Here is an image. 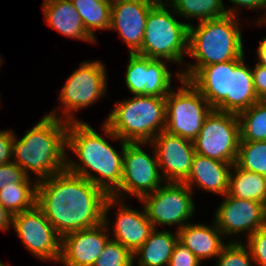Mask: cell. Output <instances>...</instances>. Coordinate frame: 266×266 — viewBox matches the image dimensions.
Listing matches in <instances>:
<instances>
[{
    "instance_id": "cell-1",
    "label": "cell",
    "mask_w": 266,
    "mask_h": 266,
    "mask_svg": "<svg viewBox=\"0 0 266 266\" xmlns=\"http://www.w3.org/2000/svg\"><path fill=\"white\" fill-rule=\"evenodd\" d=\"M108 197L91 181L67 169L37 181V206L61 237L101 224Z\"/></svg>"
},
{
    "instance_id": "cell-2",
    "label": "cell",
    "mask_w": 266,
    "mask_h": 266,
    "mask_svg": "<svg viewBox=\"0 0 266 266\" xmlns=\"http://www.w3.org/2000/svg\"><path fill=\"white\" fill-rule=\"evenodd\" d=\"M126 143L122 140L120 154L86 122H69L67 149L73 151L83 165L68 159L66 169L86 178L101 188L108 196H112L120 188L123 151ZM88 169L101 177L97 178Z\"/></svg>"
},
{
    "instance_id": "cell-3",
    "label": "cell",
    "mask_w": 266,
    "mask_h": 266,
    "mask_svg": "<svg viewBox=\"0 0 266 266\" xmlns=\"http://www.w3.org/2000/svg\"><path fill=\"white\" fill-rule=\"evenodd\" d=\"M57 115V110L45 115L20 140L14 134L12 161L29 177L28 171L34 172L38 181L66 169L69 122Z\"/></svg>"
},
{
    "instance_id": "cell-4",
    "label": "cell",
    "mask_w": 266,
    "mask_h": 266,
    "mask_svg": "<svg viewBox=\"0 0 266 266\" xmlns=\"http://www.w3.org/2000/svg\"><path fill=\"white\" fill-rule=\"evenodd\" d=\"M237 16L199 21L197 27L189 23L188 54L197 62L187 64L184 72H178L177 79L189 80L201 67L240 59L244 56L241 30Z\"/></svg>"
},
{
    "instance_id": "cell-5",
    "label": "cell",
    "mask_w": 266,
    "mask_h": 266,
    "mask_svg": "<svg viewBox=\"0 0 266 266\" xmlns=\"http://www.w3.org/2000/svg\"><path fill=\"white\" fill-rule=\"evenodd\" d=\"M165 124L166 97L134 95L115 106L102 128L114 140L149 144Z\"/></svg>"
},
{
    "instance_id": "cell-6",
    "label": "cell",
    "mask_w": 266,
    "mask_h": 266,
    "mask_svg": "<svg viewBox=\"0 0 266 266\" xmlns=\"http://www.w3.org/2000/svg\"><path fill=\"white\" fill-rule=\"evenodd\" d=\"M167 5V1L156 2L150 8L141 49L136 54L183 63V55L188 54L189 24L177 21L174 18L177 14L166 9Z\"/></svg>"
},
{
    "instance_id": "cell-7",
    "label": "cell",
    "mask_w": 266,
    "mask_h": 266,
    "mask_svg": "<svg viewBox=\"0 0 266 266\" xmlns=\"http://www.w3.org/2000/svg\"><path fill=\"white\" fill-rule=\"evenodd\" d=\"M180 81L178 92L171 90L166 96L165 130L193 141L214 108L188 80Z\"/></svg>"
},
{
    "instance_id": "cell-8",
    "label": "cell",
    "mask_w": 266,
    "mask_h": 266,
    "mask_svg": "<svg viewBox=\"0 0 266 266\" xmlns=\"http://www.w3.org/2000/svg\"><path fill=\"white\" fill-rule=\"evenodd\" d=\"M240 143L237 114L213 109L193 140L196 154L234 164Z\"/></svg>"
},
{
    "instance_id": "cell-9",
    "label": "cell",
    "mask_w": 266,
    "mask_h": 266,
    "mask_svg": "<svg viewBox=\"0 0 266 266\" xmlns=\"http://www.w3.org/2000/svg\"><path fill=\"white\" fill-rule=\"evenodd\" d=\"M163 185L140 200L145 204L143 207L153 228L156 229L159 224H178L179 231L194 214L192 190L184 183L164 181Z\"/></svg>"
},
{
    "instance_id": "cell-10",
    "label": "cell",
    "mask_w": 266,
    "mask_h": 266,
    "mask_svg": "<svg viewBox=\"0 0 266 266\" xmlns=\"http://www.w3.org/2000/svg\"><path fill=\"white\" fill-rule=\"evenodd\" d=\"M100 61H85L65 82L59 100L63 104L64 121H78L72 112L87 108L106 92V71Z\"/></svg>"
},
{
    "instance_id": "cell-11",
    "label": "cell",
    "mask_w": 266,
    "mask_h": 266,
    "mask_svg": "<svg viewBox=\"0 0 266 266\" xmlns=\"http://www.w3.org/2000/svg\"><path fill=\"white\" fill-rule=\"evenodd\" d=\"M147 143H126L123 151V171L120 188L112 197L121 199L123 196L119 190L126 191L139 200L153 193L162 184L163 177L159 173V164L156 151L154 156L150 157L140 146Z\"/></svg>"
},
{
    "instance_id": "cell-12",
    "label": "cell",
    "mask_w": 266,
    "mask_h": 266,
    "mask_svg": "<svg viewBox=\"0 0 266 266\" xmlns=\"http://www.w3.org/2000/svg\"><path fill=\"white\" fill-rule=\"evenodd\" d=\"M12 227L24 246L36 257L59 262L62 237L37 205L13 215Z\"/></svg>"
},
{
    "instance_id": "cell-13",
    "label": "cell",
    "mask_w": 266,
    "mask_h": 266,
    "mask_svg": "<svg viewBox=\"0 0 266 266\" xmlns=\"http://www.w3.org/2000/svg\"><path fill=\"white\" fill-rule=\"evenodd\" d=\"M117 198L109 196L104 204V221L98 226L65 234L62 237L61 257L64 266H93L109 240L106 231L107 212Z\"/></svg>"
},
{
    "instance_id": "cell-14",
    "label": "cell",
    "mask_w": 266,
    "mask_h": 266,
    "mask_svg": "<svg viewBox=\"0 0 266 266\" xmlns=\"http://www.w3.org/2000/svg\"><path fill=\"white\" fill-rule=\"evenodd\" d=\"M223 197L225 199L215 214V223L223 236L245 231L249 237L266 226V205L232 197L228 193Z\"/></svg>"
},
{
    "instance_id": "cell-15",
    "label": "cell",
    "mask_w": 266,
    "mask_h": 266,
    "mask_svg": "<svg viewBox=\"0 0 266 266\" xmlns=\"http://www.w3.org/2000/svg\"><path fill=\"white\" fill-rule=\"evenodd\" d=\"M172 74L161 59L129 53L125 84L134 95L166 97Z\"/></svg>"
},
{
    "instance_id": "cell-16",
    "label": "cell",
    "mask_w": 266,
    "mask_h": 266,
    "mask_svg": "<svg viewBox=\"0 0 266 266\" xmlns=\"http://www.w3.org/2000/svg\"><path fill=\"white\" fill-rule=\"evenodd\" d=\"M162 177L168 182L183 183L189 176L196 154L193 141L161 131L151 141Z\"/></svg>"
},
{
    "instance_id": "cell-17",
    "label": "cell",
    "mask_w": 266,
    "mask_h": 266,
    "mask_svg": "<svg viewBox=\"0 0 266 266\" xmlns=\"http://www.w3.org/2000/svg\"><path fill=\"white\" fill-rule=\"evenodd\" d=\"M154 0H128L112 4L110 29L118 31L121 38L135 54L141 49L146 18Z\"/></svg>"
},
{
    "instance_id": "cell-18",
    "label": "cell",
    "mask_w": 266,
    "mask_h": 266,
    "mask_svg": "<svg viewBox=\"0 0 266 266\" xmlns=\"http://www.w3.org/2000/svg\"><path fill=\"white\" fill-rule=\"evenodd\" d=\"M231 72L233 60L201 67L188 81L215 110L230 112Z\"/></svg>"
},
{
    "instance_id": "cell-19",
    "label": "cell",
    "mask_w": 266,
    "mask_h": 266,
    "mask_svg": "<svg viewBox=\"0 0 266 266\" xmlns=\"http://www.w3.org/2000/svg\"><path fill=\"white\" fill-rule=\"evenodd\" d=\"M121 200L117 199L120 205L112 230L115 237L113 240L118 241L134 254L148 239L154 228L144 209L141 212L136 211L123 205Z\"/></svg>"
},
{
    "instance_id": "cell-20",
    "label": "cell",
    "mask_w": 266,
    "mask_h": 266,
    "mask_svg": "<svg viewBox=\"0 0 266 266\" xmlns=\"http://www.w3.org/2000/svg\"><path fill=\"white\" fill-rule=\"evenodd\" d=\"M232 165V163L195 154L189 176L183 183L191 190L195 183L206 191L225 196L229 190V174Z\"/></svg>"
},
{
    "instance_id": "cell-21",
    "label": "cell",
    "mask_w": 266,
    "mask_h": 266,
    "mask_svg": "<svg viewBox=\"0 0 266 266\" xmlns=\"http://www.w3.org/2000/svg\"><path fill=\"white\" fill-rule=\"evenodd\" d=\"M42 9L46 23L62 35L91 43L95 41L87 33L71 0H44Z\"/></svg>"
},
{
    "instance_id": "cell-22",
    "label": "cell",
    "mask_w": 266,
    "mask_h": 266,
    "mask_svg": "<svg viewBox=\"0 0 266 266\" xmlns=\"http://www.w3.org/2000/svg\"><path fill=\"white\" fill-rule=\"evenodd\" d=\"M222 232L215 222L212 226L186 224L178 231L179 241L184 244L200 261L217 257L226 245L222 242Z\"/></svg>"
},
{
    "instance_id": "cell-23",
    "label": "cell",
    "mask_w": 266,
    "mask_h": 266,
    "mask_svg": "<svg viewBox=\"0 0 266 266\" xmlns=\"http://www.w3.org/2000/svg\"><path fill=\"white\" fill-rule=\"evenodd\" d=\"M260 100L255 92L252 69L245 65L244 56L233 60L230 83V112L238 114Z\"/></svg>"
},
{
    "instance_id": "cell-24",
    "label": "cell",
    "mask_w": 266,
    "mask_h": 266,
    "mask_svg": "<svg viewBox=\"0 0 266 266\" xmlns=\"http://www.w3.org/2000/svg\"><path fill=\"white\" fill-rule=\"evenodd\" d=\"M179 240L170 231L153 229L144 244L133 254L138 257V266H168L174 247Z\"/></svg>"
},
{
    "instance_id": "cell-25",
    "label": "cell",
    "mask_w": 266,
    "mask_h": 266,
    "mask_svg": "<svg viewBox=\"0 0 266 266\" xmlns=\"http://www.w3.org/2000/svg\"><path fill=\"white\" fill-rule=\"evenodd\" d=\"M228 194L232 197L254 200L266 205V177L243 170L234 163L229 174Z\"/></svg>"
},
{
    "instance_id": "cell-26",
    "label": "cell",
    "mask_w": 266,
    "mask_h": 266,
    "mask_svg": "<svg viewBox=\"0 0 266 266\" xmlns=\"http://www.w3.org/2000/svg\"><path fill=\"white\" fill-rule=\"evenodd\" d=\"M28 177L22 183H8L0 190V203L13 216L37 205V181L31 188Z\"/></svg>"
},
{
    "instance_id": "cell-27",
    "label": "cell",
    "mask_w": 266,
    "mask_h": 266,
    "mask_svg": "<svg viewBox=\"0 0 266 266\" xmlns=\"http://www.w3.org/2000/svg\"><path fill=\"white\" fill-rule=\"evenodd\" d=\"M170 6L176 12L177 15L191 19L197 18L198 22L203 20H209L214 18H220L225 15L238 14L234 12L232 8L225 9L223 0H168ZM171 1V2H170ZM170 3V4H169Z\"/></svg>"
},
{
    "instance_id": "cell-28",
    "label": "cell",
    "mask_w": 266,
    "mask_h": 266,
    "mask_svg": "<svg viewBox=\"0 0 266 266\" xmlns=\"http://www.w3.org/2000/svg\"><path fill=\"white\" fill-rule=\"evenodd\" d=\"M87 33L95 40V31L109 30L112 5L101 0H71ZM95 31H94V30Z\"/></svg>"
},
{
    "instance_id": "cell-29",
    "label": "cell",
    "mask_w": 266,
    "mask_h": 266,
    "mask_svg": "<svg viewBox=\"0 0 266 266\" xmlns=\"http://www.w3.org/2000/svg\"><path fill=\"white\" fill-rule=\"evenodd\" d=\"M237 116L240 141H266V100H258Z\"/></svg>"
},
{
    "instance_id": "cell-30",
    "label": "cell",
    "mask_w": 266,
    "mask_h": 266,
    "mask_svg": "<svg viewBox=\"0 0 266 266\" xmlns=\"http://www.w3.org/2000/svg\"><path fill=\"white\" fill-rule=\"evenodd\" d=\"M235 164L266 177V141H240Z\"/></svg>"
},
{
    "instance_id": "cell-31",
    "label": "cell",
    "mask_w": 266,
    "mask_h": 266,
    "mask_svg": "<svg viewBox=\"0 0 266 266\" xmlns=\"http://www.w3.org/2000/svg\"><path fill=\"white\" fill-rule=\"evenodd\" d=\"M133 254L118 241L109 239L93 266H133Z\"/></svg>"
},
{
    "instance_id": "cell-32",
    "label": "cell",
    "mask_w": 266,
    "mask_h": 266,
    "mask_svg": "<svg viewBox=\"0 0 266 266\" xmlns=\"http://www.w3.org/2000/svg\"><path fill=\"white\" fill-rule=\"evenodd\" d=\"M216 258V266H253L251 262H254L248 248L235 240L226 243Z\"/></svg>"
},
{
    "instance_id": "cell-33",
    "label": "cell",
    "mask_w": 266,
    "mask_h": 266,
    "mask_svg": "<svg viewBox=\"0 0 266 266\" xmlns=\"http://www.w3.org/2000/svg\"><path fill=\"white\" fill-rule=\"evenodd\" d=\"M248 250L255 264L266 266V226L247 237Z\"/></svg>"
},
{
    "instance_id": "cell-34",
    "label": "cell",
    "mask_w": 266,
    "mask_h": 266,
    "mask_svg": "<svg viewBox=\"0 0 266 266\" xmlns=\"http://www.w3.org/2000/svg\"><path fill=\"white\" fill-rule=\"evenodd\" d=\"M200 263V260L178 240L168 266H199Z\"/></svg>"
},
{
    "instance_id": "cell-35",
    "label": "cell",
    "mask_w": 266,
    "mask_h": 266,
    "mask_svg": "<svg viewBox=\"0 0 266 266\" xmlns=\"http://www.w3.org/2000/svg\"><path fill=\"white\" fill-rule=\"evenodd\" d=\"M29 176L13 161L0 165V190L8 183H22Z\"/></svg>"
},
{
    "instance_id": "cell-36",
    "label": "cell",
    "mask_w": 266,
    "mask_h": 266,
    "mask_svg": "<svg viewBox=\"0 0 266 266\" xmlns=\"http://www.w3.org/2000/svg\"><path fill=\"white\" fill-rule=\"evenodd\" d=\"M14 134L11 131H0V165L12 162Z\"/></svg>"
},
{
    "instance_id": "cell-37",
    "label": "cell",
    "mask_w": 266,
    "mask_h": 266,
    "mask_svg": "<svg viewBox=\"0 0 266 266\" xmlns=\"http://www.w3.org/2000/svg\"><path fill=\"white\" fill-rule=\"evenodd\" d=\"M255 92L260 100H266V65L256 63L252 70Z\"/></svg>"
},
{
    "instance_id": "cell-38",
    "label": "cell",
    "mask_w": 266,
    "mask_h": 266,
    "mask_svg": "<svg viewBox=\"0 0 266 266\" xmlns=\"http://www.w3.org/2000/svg\"><path fill=\"white\" fill-rule=\"evenodd\" d=\"M232 2V4L240 5V6H245L247 8L253 9V10H259L260 8H265L266 7V0H228ZM261 24L266 23V15L264 18L260 19L259 21Z\"/></svg>"
},
{
    "instance_id": "cell-39",
    "label": "cell",
    "mask_w": 266,
    "mask_h": 266,
    "mask_svg": "<svg viewBox=\"0 0 266 266\" xmlns=\"http://www.w3.org/2000/svg\"><path fill=\"white\" fill-rule=\"evenodd\" d=\"M12 222L13 216L0 203V229L3 231L8 230L12 226Z\"/></svg>"
},
{
    "instance_id": "cell-40",
    "label": "cell",
    "mask_w": 266,
    "mask_h": 266,
    "mask_svg": "<svg viewBox=\"0 0 266 266\" xmlns=\"http://www.w3.org/2000/svg\"><path fill=\"white\" fill-rule=\"evenodd\" d=\"M257 55L260 59L258 63L266 65V37L259 43Z\"/></svg>"
},
{
    "instance_id": "cell-41",
    "label": "cell",
    "mask_w": 266,
    "mask_h": 266,
    "mask_svg": "<svg viewBox=\"0 0 266 266\" xmlns=\"http://www.w3.org/2000/svg\"><path fill=\"white\" fill-rule=\"evenodd\" d=\"M111 5L120 1H128V0H107Z\"/></svg>"
},
{
    "instance_id": "cell-42",
    "label": "cell",
    "mask_w": 266,
    "mask_h": 266,
    "mask_svg": "<svg viewBox=\"0 0 266 266\" xmlns=\"http://www.w3.org/2000/svg\"><path fill=\"white\" fill-rule=\"evenodd\" d=\"M0 266H5L1 261H0ZM7 266V265H6Z\"/></svg>"
}]
</instances>
